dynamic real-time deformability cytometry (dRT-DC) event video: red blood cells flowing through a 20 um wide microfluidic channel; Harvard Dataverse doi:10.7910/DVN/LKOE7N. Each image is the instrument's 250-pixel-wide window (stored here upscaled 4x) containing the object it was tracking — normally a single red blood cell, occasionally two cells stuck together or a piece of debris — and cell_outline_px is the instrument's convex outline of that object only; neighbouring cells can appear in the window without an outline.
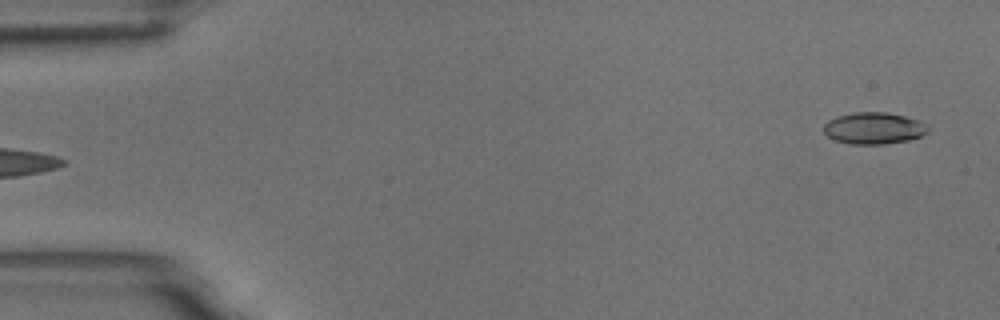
{"species": "common noctule bat (a hibernating species)", "species_latin": "Nyctalus noctula", "temperature_condition": "room temperature", "stored_images_in_passage": 6, "segment_of_instrument_passage": [2, 2], "camera_frame_rate_fps": 3000, "um_per_image_px": 0.085, "animal": {"sex": "male", "body_mass_g": 18.8}, "frame": {"image": 1, "passage_image": 6, "time_ms": 5.667, "image_size_px": [1000, 320], "cell_outline_px": [[928, 132], [920, 136], [908, 140], [884, 144], [852, 144], [836, 140], [828, 136], [824, 132], [824, 124], [828, 120], [836, 116], [856, 112], [884, 112], [904, 116], [928, 124]], "centroid_in_image_um": [74.27, 10.89], "position_along_channel_um": 10.7, "area_um2": 19.13}}